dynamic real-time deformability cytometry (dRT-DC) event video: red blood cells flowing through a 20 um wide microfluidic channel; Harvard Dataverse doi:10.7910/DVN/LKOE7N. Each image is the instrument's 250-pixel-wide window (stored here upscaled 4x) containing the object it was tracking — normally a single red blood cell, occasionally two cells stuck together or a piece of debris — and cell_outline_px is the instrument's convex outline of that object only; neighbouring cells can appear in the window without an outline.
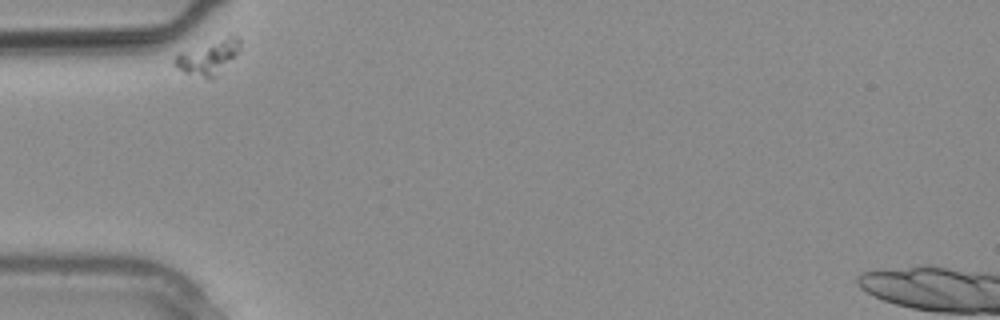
{"species": "common noctule bat (a hibernating species)", "species_latin": "Nyctalus noctula", "temperature_condition": "warm", "stored_images_in_passage": 2, "camera_frame_rate_fps": 3000, "um_per_image_px": 0.085, "animal": {"sex": "male", "body_mass_g": 20.4}, "frame": {"image": 1, "passage_image": 1, "time_ms": 0.0, "image_size_px": [1000, 320], "cell_outline_px": [[240, 52], [216, 76], [204, 76], [184, 72], [172, 64], [172, 60], [180, 52], [228, 36], [236, 36], [240, 40]], "centroid_in_image_um": [17.72, 4.84], "position_along_channel_um": 67.3, "area_um2": 12.6}}
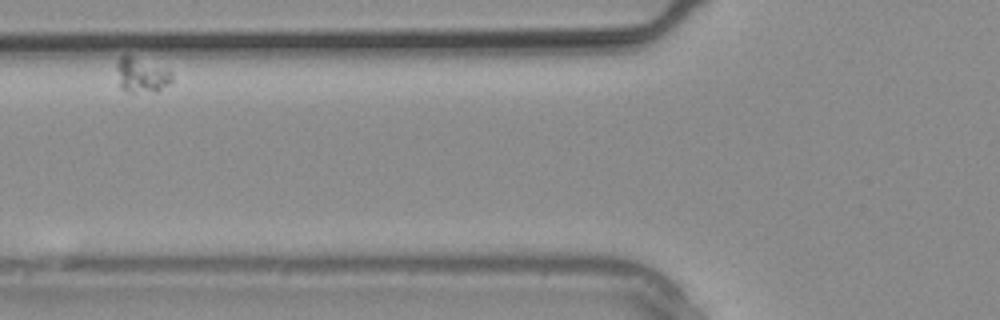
{"frame": {"image": 2, "passage_image": 2, "time_ms": 0.333, "image_size_px": [1000, 320], "cell_outline_px": [[172, 80], [168, 84], [156, 92], [132, 92], [120, 88], [116, 68], [116, 64], [120, 56], [128, 56], [168, 68], [172, 72]], "centroid_in_image_um": [12.04, 6.4], "position_along_channel_um": 113.8, "area_um2": 11.1}}